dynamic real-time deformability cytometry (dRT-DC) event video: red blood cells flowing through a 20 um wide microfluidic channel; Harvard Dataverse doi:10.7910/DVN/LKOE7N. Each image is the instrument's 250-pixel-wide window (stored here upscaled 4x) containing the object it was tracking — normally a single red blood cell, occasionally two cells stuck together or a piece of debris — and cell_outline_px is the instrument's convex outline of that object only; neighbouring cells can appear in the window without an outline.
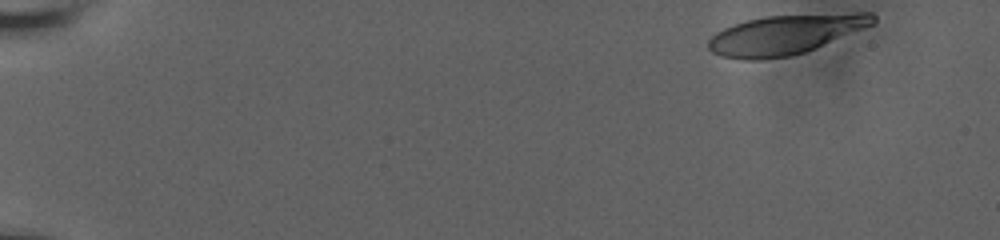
{"species": "human", "species_latin": "Homo sapiens", "temperature_condition": "room temperature", "stored_images_in_passage": 49, "camera_frame_rate_fps": 3000, "um_per_image_px": 0.085, "donor": {"sex": "male"}, "frame": {"image": 1, "passage_image": 1, "time_ms": 0.0, "image_size_px": [1000, 240], "cell_outline_px": [[876, 24], [816, 48], [804, 52], [788, 56], [760, 60], [744, 60], [720, 56], [712, 52], [708, 48], [708, 40], [716, 32], [732, 24], [764, 16], [856, 12], [872, 12], [876, 16]], "centroid_in_image_um": [66.79, 2.92], "position_along_channel_um": 18.2, "area_um2": 38.44}}
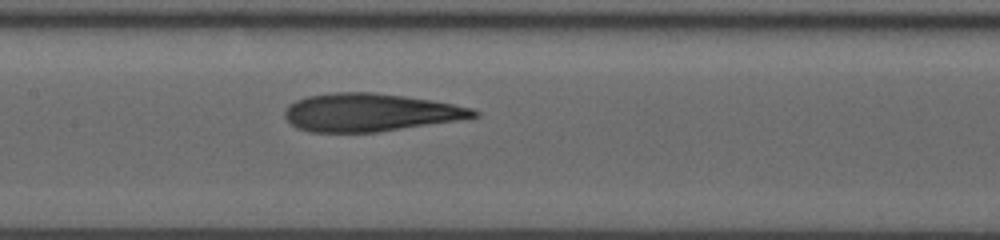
{"frame": {"image": 2, "passage_image": 27, "time_ms": 8.667, "image_size_px": [1000, 240], "cell_outline_px": [[480, 116], [456, 120], [376, 132], [308, 132], [296, 128], [284, 116], [284, 112], [288, 104], [304, 96], [332, 92], [372, 92], [404, 96], [432, 100], [472, 108], [480, 112]], "centroid_in_image_um": [31.4, 9.55], "position_along_channel_um": 176.0, "area_um2": 41.73}}
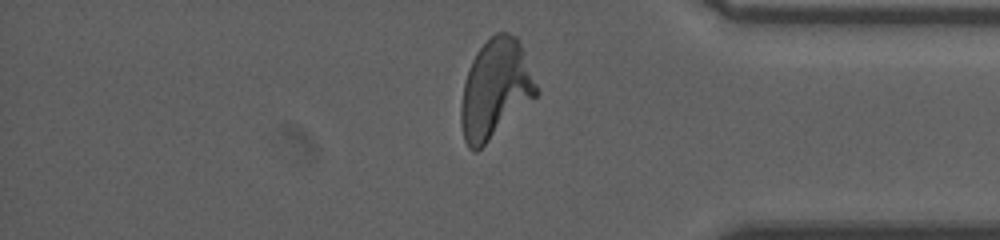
{"frame": {"image": 3, "passage_image": 46, "time_ms": 15.0, "image_size_px": [1000, 240], "cell_outline_px": [[540, 92], [536, 96], [476, 152], [472, 152], [468, 148], [464, 140], [460, 124], [460, 104], [464, 84], [472, 60], [476, 52], [496, 32], [508, 32], [516, 36], [524, 52]], "centroid_in_image_um": [42.09, 7.57], "position_along_channel_um": 393.1, "area_um2": 43.0}, "authors_computed_cell_mechanics": {"area_um2": 41.327, "velocity_mm_per_s": 3.6494, "shape_relaxation_time_tau1_ms": 8.3618, "shape_relaxation_time_tau2_ms": 1.5812, "deformation_change_tau1": 0.2976, "deformation_change_tau2": 0.1117}}